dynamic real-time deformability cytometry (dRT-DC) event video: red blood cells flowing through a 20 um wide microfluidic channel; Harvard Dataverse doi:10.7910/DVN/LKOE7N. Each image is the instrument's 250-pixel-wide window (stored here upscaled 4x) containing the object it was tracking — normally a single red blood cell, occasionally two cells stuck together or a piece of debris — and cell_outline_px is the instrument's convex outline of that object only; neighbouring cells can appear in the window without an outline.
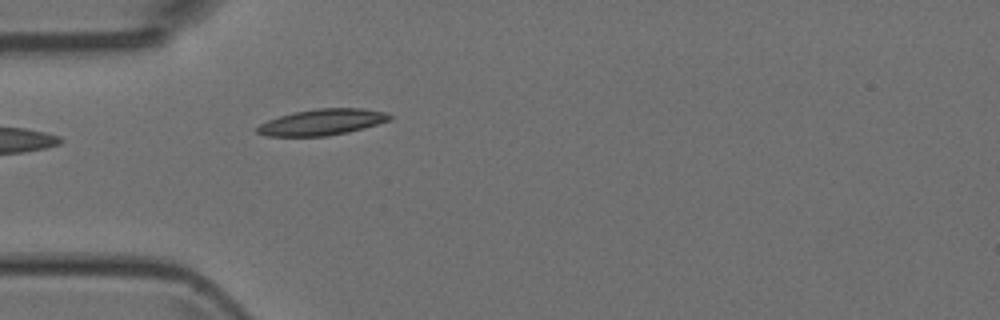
{"species": "Egyptian fruit bat (a non-hibernating species)", "species_latin": "Rousettus aegyptiacus", "temperature_condition": "room temperature", "stored_images_in_passage": 5, "camera_frame_rate_fps": 3000, "um_per_image_px": 0.085, "animal": {"sex": "female"}, "frame": {"image": 1, "passage_image": 5, "time_ms": 4.333, "image_size_px": [1000, 320], "cell_outline_px": [[392, 116], [388, 120], [364, 128], [348, 132], [328, 136], [268, 136], [256, 132], [256, 128], [260, 124], [268, 120], [280, 116], [296, 112], [316, 108], [360, 108], [384, 112]], "centroid_in_image_um": [27.35, 10.38], "position_along_channel_um": 57.6, "area_um2": 19.88}}